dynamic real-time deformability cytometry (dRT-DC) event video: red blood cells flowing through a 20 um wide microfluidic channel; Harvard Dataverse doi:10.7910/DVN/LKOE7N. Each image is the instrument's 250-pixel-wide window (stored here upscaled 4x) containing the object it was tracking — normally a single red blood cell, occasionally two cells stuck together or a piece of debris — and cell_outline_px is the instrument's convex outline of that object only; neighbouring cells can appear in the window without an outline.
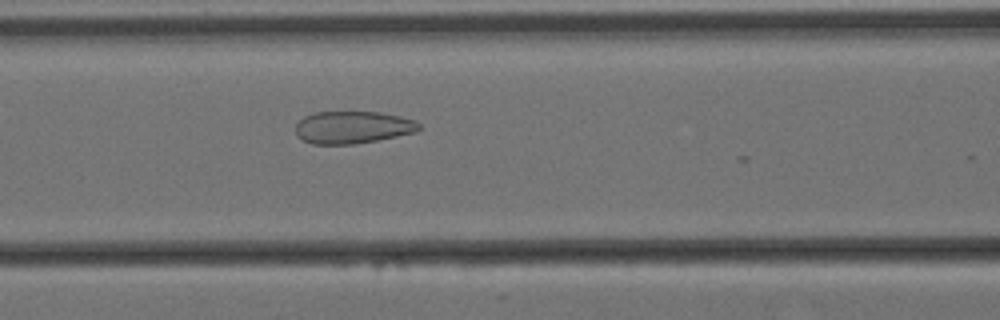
{"species": "Egyptian fruit bat (a non-hibernating species)", "species_latin": "Rousettus aegyptiacus", "temperature_condition": "cold", "stored_images_in_passage": 13, "camera_frame_rate_fps": 3000, "um_per_image_px": 0.085, "animal": {"sex": "female"}, "frame": {"image": 1, "passage_image": 11, "time_ms": 3.333, "image_size_px": [1000, 320], "cell_outline_px": [[420, 128], [416, 132], [376, 140], [352, 144], [312, 144], [296, 136], [296, 124], [304, 116], [316, 112], [380, 112], [400, 116], [416, 120], [420, 124]], "centroid_in_image_um": [29.98, 10.82], "position_along_channel_um": 136.6, "area_um2": 23.24}}